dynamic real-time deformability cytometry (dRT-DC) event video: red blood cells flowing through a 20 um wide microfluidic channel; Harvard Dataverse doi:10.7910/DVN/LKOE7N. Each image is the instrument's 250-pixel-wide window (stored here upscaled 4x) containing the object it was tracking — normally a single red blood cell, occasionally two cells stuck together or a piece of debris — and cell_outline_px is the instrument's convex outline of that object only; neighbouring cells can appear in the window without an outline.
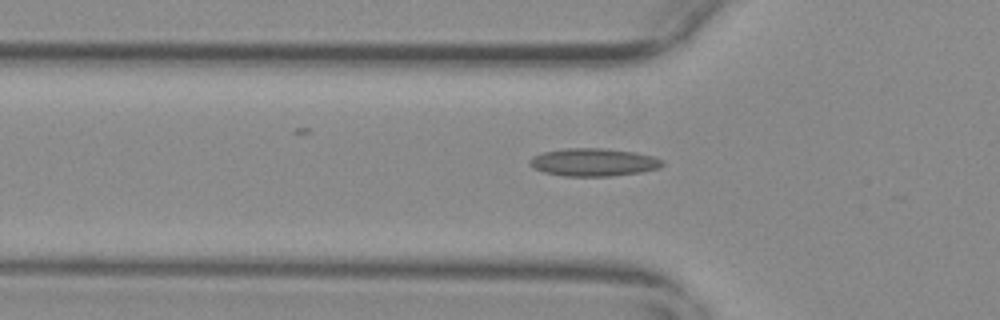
{"species": "common noctule bat (a hibernating species)", "species_latin": "Nyctalus noctula", "temperature_condition": "warm", "stored_images_in_passage": 38, "camera_frame_rate_fps": 3000, "um_per_image_px": 0.085, "animal": {"sex": "female", "body_mass_g": 29.2, "forearm_length_mm": 56.3}, "frame": {"image": 1, "passage_image": 4, "time_ms": 1.0, "image_size_px": [1000, 320], "cell_outline_px": [[664, 164], [660, 168], [640, 172], [612, 176], [564, 176], [544, 172], [532, 168], [528, 160], [532, 156], [544, 152], [564, 148], [604, 148], [632, 152], [652, 156], [664, 160]], "centroid_in_image_um": [50.43, 13.79], "position_along_channel_um": 75.4, "area_um2": 21.56}}
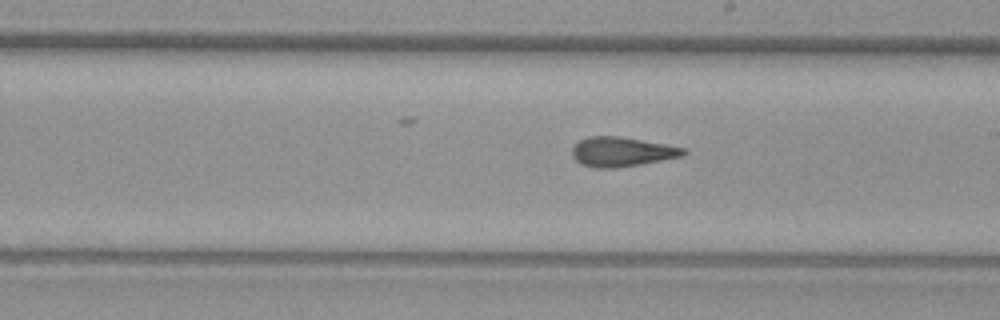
{"frame": {"image": 2, "passage_image": 17, "time_ms": 5.333, "image_size_px": [1000, 320], "cell_outline_px": [[688, 152], [684, 156], [640, 164], [616, 168], [596, 168], [580, 164], [572, 156], [572, 148], [580, 140], [588, 136], [616, 136], [664, 144], [684, 148]], "centroid_in_image_um": [52.84, 12.91], "position_along_channel_um": 236.2, "area_um2": 19.02}}
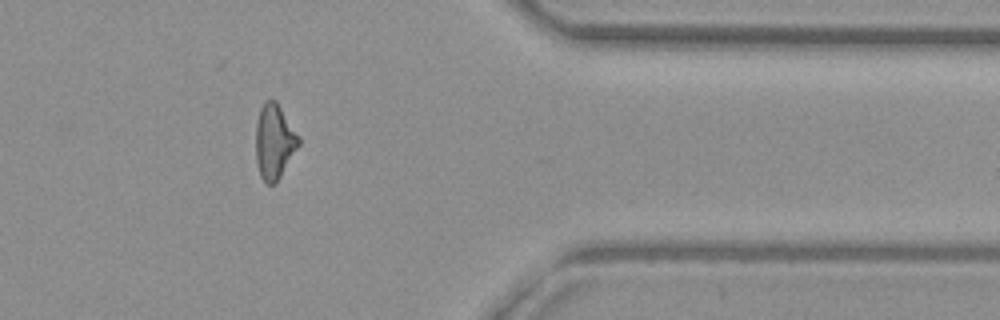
{"frame": {"image": 3, "passage_image": 31, "time_ms": 10.0, "image_size_px": [1000, 320], "cell_outline_px": [[300, 144], [276, 184], [264, 184], [260, 176], [256, 164], [256, 124], [260, 108], [268, 100], [276, 100], [300, 136]], "centroid_in_image_um": [23.32, 12.07], "position_along_channel_um": 388.1, "area_um2": 18.9}}